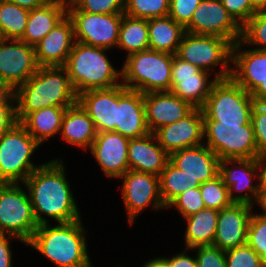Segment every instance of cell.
Listing matches in <instances>:
<instances>
[{"mask_svg":"<svg viewBox=\"0 0 266 267\" xmlns=\"http://www.w3.org/2000/svg\"><path fill=\"white\" fill-rule=\"evenodd\" d=\"M22 184L27 188L38 225L48 223L42 215L58 223L81 219L61 159L43 163Z\"/></svg>","mask_w":266,"mask_h":267,"instance_id":"cell-1","label":"cell"},{"mask_svg":"<svg viewBox=\"0 0 266 267\" xmlns=\"http://www.w3.org/2000/svg\"><path fill=\"white\" fill-rule=\"evenodd\" d=\"M14 92L18 122L38 109L69 108L78 103V95L64 66L38 67L36 73Z\"/></svg>","mask_w":266,"mask_h":267,"instance_id":"cell-2","label":"cell"},{"mask_svg":"<svg viewBox=\"0 0 266 267\" xmlns=\"http://www.w3.org/2000/svg\"><path fill=\"white\" fill-rule=\"evenodd\" d=\"M81 219L50 227L41 224L26 245L33 247L57 267H93Z\"/></svg>","mask_w":266,"mask_h":267,"instance_id":"cell-3","label":"cell"},{"mask_svg":"<svg viewBox=\"0 0 266 267\" xmlns=\"http://www.w3.org/2000/svg\"><path fill=\"white\" fill-rule=\"evenodd\" d=\"M107 50L75 42L64 67L77 95L122 84L119 80H122V69L117 71L113 67L105 54Z\"/></svg>","mask_w":266,"mask_h":267,"instance_id":"cell-4","label":"cell"},{"mask_svg":"<svg viewBox=\"0 0 266 267\" xmlns=\"http://www.w3.org/2000/svg\"><path fill=\"white\" fill-rule=\"evenodd\" d=\"M173 54L145 50L125 57L122 84L141 93L171 90Z\"/></svg>","mask_w":266,"mask_h":267,"instance_id":"cell-5","label":"cell"},{"mask_svg":"<svg viewBox=\"0 0 266 267\" xmlns=\"http://www.w3.org/2000/svg\"><path fill=\"white\" fill-rule=\"evenodd\" d=\"M255 100L231 77L217 79L201 108L203 120L230 124L251 123Z\"/></svg>","mask_w":266,"mask_h":267,"instance_id":"cell-6","label":"cell"},{"mask_svg":"<svg viewBox=\"0 0 266 267\" xmlns=\"http://www.w3.org/2000/svg\"><path fill=\"white\" fill-rule=\"evenodd\" d=\"M39 146L20 122L3 134L0 137V183H23L42 166L31 162V156Z\"/></svg>","mask_w":266,"mask_h":267,"instance_id":"cell-7","label":"cell"},{"mask_svg":"<svg viewBox=\"0 0 266 267\" xmlns=\"http://www.w3.org/2000/svg\"><path fill=\"white\" fill-rule=\"evenodd\" d=\"M233 44L217 36L185 33L179 44L176 55L190 64L210 73L212 66L221 65L219 72L215 73L216 79H225L231 76Z\"/></svg>","mask_w":266,"mask_h":267,"instance_id":"cell-8","label":"cell"},{"mask_svg":"<svg viewBox=\"0 0 266 267\" xmlns=\"http://www.w3.org/2000/svg\"><path fill=\"white\" fill-rule=\"evenodd\" d=\"M204 121V137L220 160L258 158L252 123L230 124L216 120Z\"/></svg>","mask_w":266,"mask_h":267,"instance_id":"cell-9","label":"cell"},{"mask_svg":"<svg viewBox=\"0 0 266 267\" xmlns=\"http://www.w3.org/2000/svg\"><path fill=\"white\" fill-rule=\"evenodd\" d=\"M21 186L22 183H0V233L27 243L39 225L29 194Z\"/></svg>","mask_w":266,"mask_h":267,"instance_id":"cell-10","label":"cell"},{"mask_svg":"<svg viewBox=\"0 0 266 267\" xmlns=\"http://www.w3.org/2000/svg\"><path fill=\"white\" fill-rule=\"evenodd\" d=\"M124 13L93 14L67 3V15L74 25L75 41L106 49L115 48Z\"/></svg>","mask_w":266,"mask_h":267,"instance_id":"cell-11","label":"cell"},{"mask_svg":"<svg viewBox=\"0 0 266 267\" xmlns=\"http://www.w3.org/2000/svg\"><path fill=\"white\" fill-rule=\"evenodd\" d=\"M185 31L223 37L233 45L242 36V27L228 13L221 0H202L185 26Z\"/></svg>","mask_w":266,"mask_h":267,"instance_id":"cell-12","label":"cell"},{"mask_svg":"<svg viewBox=\"0 0 266 267\" xmlns=\"http://www.w3.org/2000/svg\"><path fill=\"white\" fill-rule=\"evenodd\" d=\"M119 179L123 181L121 191L130 225L150 204L154 210L166 208L160 195L159 176L129 169Z\"/></svg>","mask_w":266,"mask_h":267,"instance_id":"cell-13","label":"cell"},{"mask_svg":"<svg viewBox=\"0 0 266 267\" xmlns=\"http://www.w3.org/2000/svg\"><path fill=\"white\" fill-rule=\"evenodd\" d=\"M38 67L34 46L17 39L0 41L1 83L15 91L36 73Z\"/></svg>","mask_w":266,"mask_h":267,"instance_id":"cell-14","label":"cell"},{"mask_svg":"<svg viewBox=\"0 0 266 267\" xmlns=\"http://www.w3.org/2000/svg\"><path fill=\"white\" fill-rule=\"evenodd\" d=\"M210 73L173 56L171 69V92L195 108H202L217 80L209 81Z\"/></svg>","mask_w":266,"mask_h":267,"instance_id":"cell-15","label":"cell"},{"mask_svg":"<svg viewBox=\"0 0 266 267\" xmlns=\"http://www.w3.org/2000/svg\"><path fill=\"white\" fill-rule=\"evenodd\" d=\"M228 165H232L231 168ZM258 172V158L220 160L219 175L227 186L229 197L234 203H246L252 206L254 202L256 203L260 185L259 181L256 185H252V181L257 176L259 180ZM243 191L246 193L235 194Z\"/></svg>","mask_w":266,"mask_h":267,"instance_id":"cell-16","label":"cell"},{"mask_svg":"<svg viewBox=\"0 0 266 267\" xmlns=\"http://www.w3.org/2000/svg\"><path fill=\"white\" fill-rule=\"evenodd\" d=\"M158 143L170 155L172 152L204 144V121L201 108H194L180 120L164 125L154 132Z\"/></svg>","mask_w":266,"mask_h":267,"instance_id":"cell-17","label":"cell"},{"mask_svg":"<svg viewBox=\"0 0 266 267\" xmlns=\"http://www.w3.org/2000/svg\"><path fill=\"white\" fill-rule=\"evenodd\" d=\"M128 144L129 138L120 133H97L90 152L108 178L118 179L129 170Z\"/></svg>","mask_w":266,"mask_h":267,"instance_id":"cell-18","label":"cell"},{"mask_svg":"<svg viewBox=\"0 0 266 267\" xmlns=\"http://www.w3.org/2000/svg\"><path fill=\"white\" fill-rule=\"evenodd\" d=\"M252 213L253 206L246 203L233 202L220 210L213 245L223 251L245 245Z\"/></svg>","mask_w":266,"mask_h":267,"instance_id":"cell-19","label":"cell"},{"mask_svg":"<svg viewBox=\"0 0 266 267\" xmlns=\"http://www.w3.org/2000/svg\"><path fill=\"white\" fill-rule=\"evenodd\" d=\"M75 42L74 25L66 15L34 46L37 65L64 66Z\"/></svg>","mask_w":266,"mask_h":267,"instance_id":"cell-20","label":"cell"},{"mask_svg":"<svg viewBox=\"0 0 266 267\" xmlns=\"http://www.w3.org/2000/svg\"><path fill=\"white\" fill-rule=\"evenodd\" d=\"M116 132L129 139L150 133L145 115L144 94L118 85Z\"/></svg>","mask_w":266,"mask_h":267,"instance_id":"cell-21","label":"cell"},{"mask_svg":"<svg viewBox=\"0 0 266 267\" xmlns=\"http://www.w3.org/2000/svg\"><path fill=\"white\" fill-rule=\"evenodd\" d=\"M144 105L150 133L180 120L195 108L171 91L144 93Z\"/></svg>","mask_w":266,"mask_h":267,"instance_id":"cell-22","label":"cell"},{"mask_svg":"<svg viewBox=\"0 0 266 267\" xmlns=\"http://www.w3.org/2000/svg\"><path fill=\"white\" fill-rule=\"evenodd\" d=\"M239 40L232 47L231 78L252 94L262 82H266V51L250 49L242 51Z\"/></svg>","mask_w":266,"mask_h":267,"instance_id":"cell-23","label":"cell"},{"mask_svg":"<svg viewBox=\"0 0 266 267\" xmlns=\"http://www.w3.org/2000/svg\"><path fill=\"white\" fill-rule=\"evenodd\" d=\"M78 103L89 114L97 133L116 132L118 86L82 92Z\"/></svg>","mask_w":266,"mask_h":267,"instance_id":"cell-24","label":"cell"},{"mask_svg":"<svg viewBox=\"0 0 266 267\" xmlns=\"http://www.w3.org/2000/svg\"><path fill=\"white\" fill-rule=\"evenodd\" d=\"M169 161L201 184L219 175V157L206 145L177 150Z\"/></svg>","mask_w":266,"mask_h":267,"instance_id":"cell-25","label":"cell"},{"mask_svg":"<svg viewBox=\"0 0 266 267\" xmlns=\"http://www.w3.org/2000/svg\"><path fill=\"white\" fill-rule=\"evenodd\" d=\"M169 161V154L158 143L154 133L141 138L129 139V169L160 175Z\"/></svg>","mask_w":266,"mask_h":267,"instance_id":"cell-26","label":"cell"},{"mask_svg":"<svg viewBox=\"0 0 266 267\" xmlns=\"http://www.w3.org/2000/svg\"><path fill=\"white\" fill-rule=\"evenodd\" d=\"M66 15L67 3L64 0H50L46 4L30 10L26 30L20 40L35 46Z\"/></svg>","mask_w":266,"mask_h":267,"instance_id":"cell-27","label":"cell"},{"mask_svg":"<svg viewBox=\"0 0 266 267\" xmlns=\"http://www.w3.org/2000/svg\"><path fill=\"white\" fill-rule=\"evenodd\" d=\"M59 134L68 144L89 150L97 136V130L89 114L76 103L66 109Z\"/></svg>","mask_w":266,"mask_h":267,"instance_id":"cell-28","label":"cell"},{"mask_svg":"<svg viewBox=\"0 0 266 267\" xmlns=\"http://www.w3.org/2000/svg\"><path fill=\"white\" fill-rule=\"evenodd\" d=\"M185 33V27L170 16L149 19V49L175 55Z\"/></svg>","mask_w":266,"mask_h":267,"instance_id":"cell-29","label":"cell"},{"mask_svg":"<svg viewBox=\"0 0 266 267\" xmlns=\"http://www.w3.org/2000/svg\"><path fill=\"white\" fill-rule=\"evenodd\" d=\"M66 109L57 106L38 109L29 113L20 123L41 145L47 139L60 133Z\"/></svg>","mask_w":266,"mask_h":267,"instance_id":"cell-30","label":"cell"},{"mask_svg":"<svg viewBox=\"0 0 266 267\" xmlns=\"http://www.w3.org/2000/svg\"><path fill=\"white\" fill-rule=\"evenodd\" d=\"M219 211L204 208L186 218L187 227L184 235L185 248L213 245L217 229Z\"/></svg>","mask_w":266,"mask_h":267,"instance_id":"cell-31","label":"cell"},{"mask_svg":"<svg viewBox=\"0 0 266 267\" xmlns=\"http://www.w3.org/2000/svg\"><path fill=\"white\" fill-rule=\"evenodd\" d=\"M127 51V56L149 50L148 20L123 14L116 48Z\"/></svg>","mask_w":266,"mask_h":267,"instance_id":"cell-32","label":"cell"},{"mask_svg":"<svg viewBox=\"0 0 266 267\" xmlns=\"http://www.w3.org/2000/svg\"><path fill=\"white\" fill-rule=\"evenodd\" d=\"M159 185L162 202L166 207L179 194L187 189L200 187L201 183L168 161L159 175Z\"/></svg>","mask_w":266,"mask_h":267,"instance_id":"cell-33","label":"cell"},{"mask_svg":"<svg viewBox=\"0 0 266 267\" xmlns=\"http://www.w3.org/2000/svg\"><path fill=\"white\" fill-rule=\"evenodd\" d=\"M30 11L6 0H0V25L5 39L20 40L26 30Z\"/></svg>","mask_w":266,"mask_h":267,"instance_id":"cell-34","label":"cell"},{"mask_svg":"<svg viewBox=\"0 0 266 267\" xmlns=\"http://www.w3.org/2000/svg\"><path fill=\"white\" fill-rule=\"evenodd\" d=\"M170 0H125L124 14L141 19L168 16Z\"/></svg>","mask_w":266,"mask_h":267,"instance_id":"cell-35","label":"cell"},{"mask_svg":"<svg viewBox=\"0 0 266 267\" xmlns=\"http://www.w3.org/2000/svg\"><path fill=\"white\" fill-rule=\"evenodd\" d=\"M200 192L205 208L217 211L230 206L233 201L229 197L227 186L223 183L220 175L200 185Z\"/></svg>","mask_w":266,"mask_h":267,"instance_id":"cell-36","label":"cell"},{"mask_svg":"<svg viewBox=\"0 0 266 267\" xmlns=\"http://www.w3.org/2000/svg\"><path fill=\"white\" fill-rule=\"evenodd\" d=\"M241 41L244 46L257 45L254 49L266 51V11L256 12L242 26Z\"/></svg>","mask_w":266,"mask_h":267,"instance_id":"cell-37","label":"cell"},{"mask_svg":"<svg viewBox=\"0 0 266 267\" xmlns=\"http://www.w3.org/2000/svg\"><path fill=\"white\" fill-rule=\"evenodd\" d=\"M246 244L266 262V216L252 213Z\"/></svg>","mask_w":266,"mask_h":267,"instance_id":"cell-38","label":"cell"},{"mask_svg":"<svg viewBox=\"0 0 266 267\" xmlns=\"http://www.w3.org/2000/svg\"><path fill=\"white\" fill-rule=\"evenodd\" d=\"M227 267H266V262L247 244L225 251Z\"/></svg>","mask_w":266,"mask_h":267,"instance_id":"cell-39","label":"cell"},{"mask_svg":"<svg viewBox=\"0 0 266 267\" xmlns=\"http://www.w3.org/2000/svg\"><path fill=\"white\" fill-rule=\"evenodd\" d=\"M171 207H175L184 218L204 209L205 204L201 196L200 187L187 189L179 194L166 206V208Z\"/></svg>","mask_w":266,"mask_h":267,"instance_id":"cell-40","label":"cell"},{"mask_svg":"<svg viewBox=\"0 0 266 267\" xmlns=\"http://www.w3.org/2000/svg\"><path fill=\"white\" fill-rule=\"evenodd\" d=\"M79 11L93 14L124 13L125 0H73Z\"/></svg>","mask_w":266,"mask_h":267,"instance_id":"cell-41","label":"cell"},{"mask_svg":"<svg viewBox=\"0 0 266 267\" xmlns=\"http://www.w3.org/2000/svg\"><path fill=\"white\" fill-rule=\"evenodd\" d=\"M251 123L254 129L258 157L266 155V102H255Z\"/></svg>","mask_w":266,"mask_h":267,"instance_id":"cell-42","label":"cell"},{"mask_svg":"<svg viewBox=\"0 0 266 267\" xmlns=\"http://www.w3.org/2000/svg\"><path fill=\"white\" fill-rule=\"evenodd\" d=\"M189 250H195L198 267H227L225 251L214 246H197Z\"/></svg>","mask_w":266,"mask_h":267,"instance_id":"cell-43","label":"cell"},{"mask_svg":"<svg viewBox=\"0 0 266 267\" xmlns=\"http://www.w3.org/2000/svg\"><path fill=\"white\" fill-rule=\"evenodd\" d=\"M201 1L202 0H170L168 16L185 27L190 22L193 12Z\"/></svg>","mask_w":266,"mask_h":267,"instance_id":"cell-44","label":"cell"},{"mask_svg":"<svg viewBox=\"0 0 266 267\" xmlns=\"http://www.w3.org/2000/svg\"><path fill=\"white\" fill-rule=\"evenodd\" d=\"M221 2L241 27L256 13L250 0H221Z\"/></svg>","mask_w":266,"mask_h":267,"instance_id":"cell-45","label":"cell"},{"mask_svg":"<svg viewBox=\"0 0 266 267\" xmlns=\"http://www.w3.org/2000/svg\"><path fill=\"white\" fill-rule=\"evenodd\" d=\"M15 103L0 102V137L18 123Z\"/></svg>","mask_w":266,"mask_h":267,"instance_id":"cell-46","label":"cell"},{"mask_svg":"<svg viewBox=\"0 0 266 267\" xmlns=\"http://www.w3.org/2000/svg\"><path fill=\"white\" fill-rule=\"evenodd\" d=\"M189 249L185 248L184 252L177 253L172 258L160 257L167 267H198L196 257L188 256L186 252Z\"/></svg>","mask_w":266,"mask_h":267,"instance_id":"cell-47","label":"cell"},{"mask_svg":"<svg viewBox=\"0 0 266 267\" xmlns=\"http://www.w3.org/2000/svg\"><path fill=\"white\" fill-rule=\"evenodd\" d=\"M12 238L26 244L15 236L0 233V267H12V250L9 245V240Z\"/></svg>","mask_w":266,"mask_h":267,"instance_id":"cell-48","label":"cell"},{"mask_svg":"<svg viewBox=\"0 0 266 267\" xmlns=\"http://www.w3.org/2000/svg\"><path fill=\"white\" fill-rule=\"evenodd\" d=\"M8 2L14 3L27 10H33L34 8L40 7L46 4L50 0H6Z\"/></svg>","mask_w":266,"mask_h":267,"instance_id":"cell-49","label":"cell"},{"mask_svg":"<svg viewBox=\"0 0 266 267\" xmlns=\"http://www.w3.org/2000/svg\"><path fill=\"white\" fill-rule=\"evenodd\" d=\"M0 102H16L14 90L0 82Z\"/></svg>","mask_w":266,"mask_h":267,"instance_id":"cell-50","label":"cell"},{"mask_svg":"<svg viewBox=\"0 0 266 267\" xmlns=\"http://www.w3.org/2000/svg\"><path fill=\"white\" fill-rule=\"evenodd\" d=\"M260 189H266V155L258 157Z\"/></svg>","mask_w":266,"mask_h":267,"instance_id":"cell-51","label":"cell"},{"mask_svg":"<svg viewBox=\"0 0 266 267\" xmlns=\"http://www.w3.org/2000/svg\"><path fill=\"white\" fill-rule=\"evenodd\" d=\"M251 96L255 102H266V82H262Z\"/></svg>","mask_w":266,"mask_h":267,"instance_id":"cell-52","label":"cell"},{"mask_svg":"<svg viewBox=\"0 0 266 267\" xmlns=\"http://www.w3.org/2000/svg\"><path fill=\"white\" fill-rule=\"evenodd\" d=\"M256 203L263 209L262 215L266 216V189H260Z\"/></svg>","mask_w":266,"mask_h":267,"instance_id":"cell-53","label":"cell"},{"mask_svg":"<svg viewBox=\"0 0 266 267\" xmlns=\"http://www.w3.org/2000/svg\"><path fill=\"white\" fill-rule=\"evenodd\" d=\"M250 3L256 12L266 11V0H250Z\"/></svg>","mask_w":266,"mask_h":267,"instance_id":"cell-54","label":"cell"},{"mask_svg":"<svg viewBox=\"0 0 266 267\" xmlns=\"http://www.w3.org/2000/svg\"><path fill=\"white\" fill-rule=\"evenodd\" d=\"M142 267H167L165 263L160 258H155L147 261L142 265Z\"/></svg>","mask_w":266,"mask_h":267,"instance_id":"cell-55","label":"cell"},{"mask_svg":"<svg viewBox=\"0 0 266 267\" xmlns=\"http://www.w3.org/2000/svg\"><path fill=\"white\" fill-rule=\"evenodd\" d=\"M4 34H3V31H2V28H1V25H0V41L4 40Z\"/></svg>","mask_w":266,"mask_h":267,"instance_id":"cell-56","label":"cell"},{"mask_svg":"<svg viewBox=\"0 0 266 267\" xmlns=\"http://www.w3.org/2000/svg\"><path fill=\"white\" fill-rule=\"evenodd\" d=\"M66 3H71L72 0H64Z\"/></svg>","mask_w":266,"mask_h":267,"instance_id":"cell-57","label":"cell"}]
</instances>
